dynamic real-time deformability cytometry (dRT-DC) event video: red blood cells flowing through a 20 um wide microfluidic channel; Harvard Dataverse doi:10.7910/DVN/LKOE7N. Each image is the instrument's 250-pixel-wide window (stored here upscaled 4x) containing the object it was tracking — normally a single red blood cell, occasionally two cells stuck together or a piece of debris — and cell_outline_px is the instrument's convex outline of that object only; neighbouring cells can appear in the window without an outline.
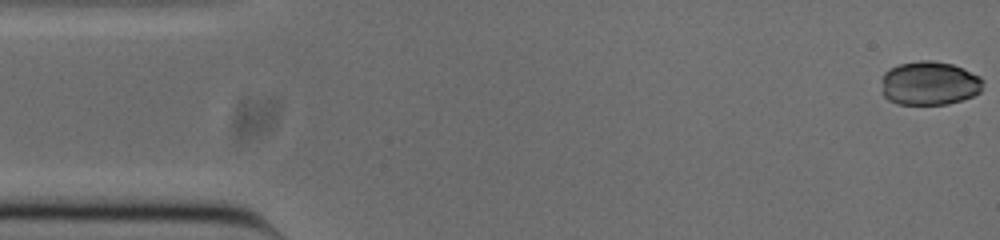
{"species": "common noctule bat (a hibernating species)", "species_latin": "Nyctalus noctula", "temperature_condition": "cold", "stored_images_in_passage": 52, "camera_frame_rate_fps": 3000, "um_per_image_px": 0.085, "animal": {"sex": "male", "body_mass_g": 20.0, "forearm_length_mm": 53.3}, "frame": {"image": 1, "passage_image": 1, "time_ms": 0.0, "image_size_px": [1000, 240], "cell_outline_px": [[984, 80], [980, 92], [972, 96], [948, 104], [896, 104], [888, 100], [884, 96], [880, 80], [884, 72], [888, 68], [900, 64], [920, 60], [932, 60], [952, 64], [980, 76]], "centroid_in_image_um": [78.97, 7.07], "position_along_channel_um": 6.0, "area_um2": 26.13}}
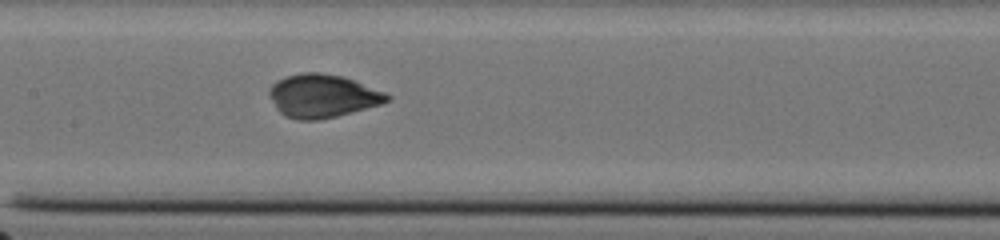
{"frame": {"image": 2, "passage_image": 24, "time_ms": 7.667, "image_size_px": [1000, 240], "cell_outline_px": [[392, 96], [388, 100], [380, 104], [352, 112], [320, 120], [300, 120], [288, 116], [280, 112], [276, 108], [268, 96], [268, 88], [276, 80], [284, 76], [300, 72], [320, 72], [344, 76], [384, 92]], "centroid_in_image_um": [27.37, 8.13], "position_along_channel_um": 180.0, "area_um2": 29.77}}
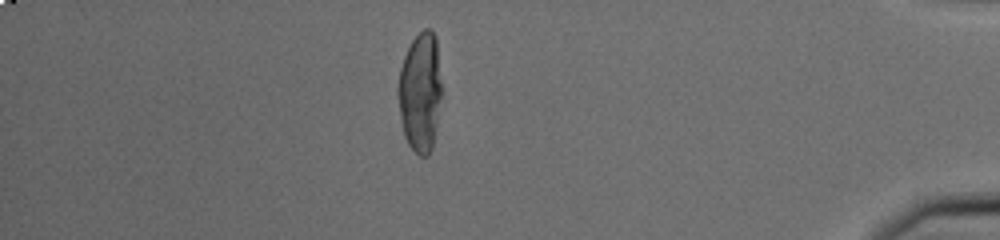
{"frame": {"image": 3, "passage_image": 45, "time_ms": 14.667, "image_size_px": [1000, 240], "cell_outline_px": [[440, 96], [436, 124], [432, 148], [428, 156], [420, 156], [408, 144], [404, 136], [400, 116], [396, 92], [396, 88], [400, 68], [404, 56], [412, 40], [424, 28], [428, 28], [436, 36], [440, 80]], "centroid_in_image_um": [35.68, 7.83], "position_along_channel_um": 399.5, "area_um2": 30.11}, "authors_computed_cell_mechanics": {"area_um2": 29.1312, "velocity_mm_per_s": 3.857, "shape_relaxation_time_tau1_ms": 7.2051, "shape_relaxation_time_tau2_ms": null, "deformation_change_tau1": 0.2093, "deformation_change_tau2": null}}